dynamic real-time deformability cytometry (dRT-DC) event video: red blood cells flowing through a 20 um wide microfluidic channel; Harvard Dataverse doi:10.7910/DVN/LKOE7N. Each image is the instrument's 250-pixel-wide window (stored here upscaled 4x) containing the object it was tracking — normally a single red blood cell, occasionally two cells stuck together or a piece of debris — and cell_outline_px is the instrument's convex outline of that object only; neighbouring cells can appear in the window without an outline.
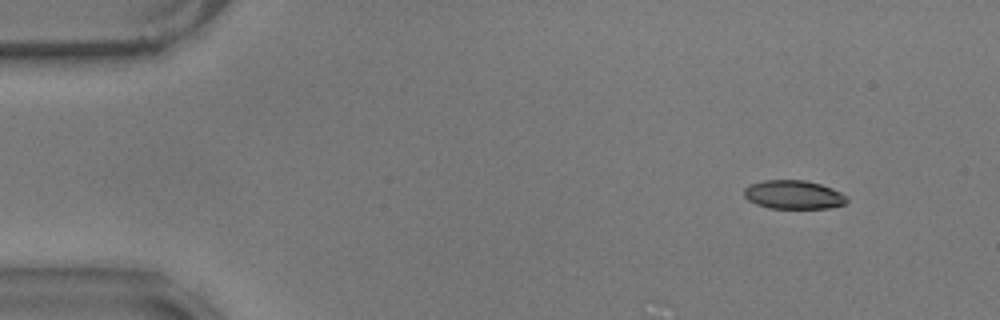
{"species": "common noctule bat (a hibernating species)", "species_latin": "Nyctalus noctula", "temperature_condition": "warm", "stored_images_in_passage": 26, "camera_frame_rate_fps": 3000, "um_per_image_px": 0.085, "animal": {"sex": "male", "body_mass_g": 17.9}, "frame": {"image": 1, "passage_image": 4, "time_ms": 1.0, "image_size_px": [1000, 320], "cell_outline_px": [[848, 200], [844, 204], [828, 208], [768, 208], [756, 204], [748, 200], [744, 196], [744, 188], [748, 184], [764, 180], [804, 180], [820, 184], [832, 188], [848, 196]], "centroid_in_image_um": [67.43, 16.54], "position_along_channel_um": 17.6, "area_um2": 17.28}}
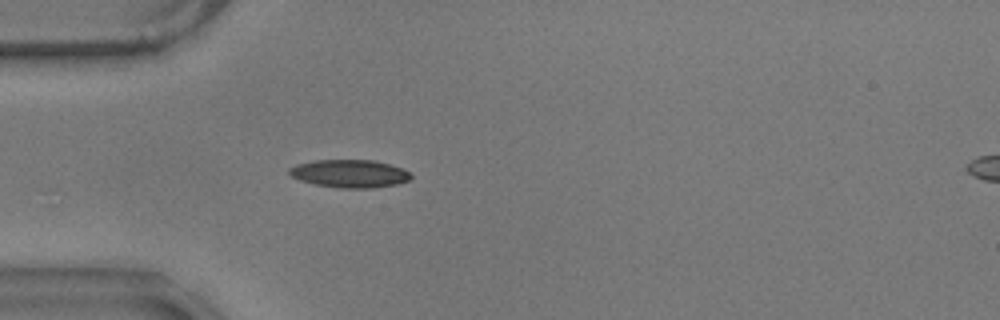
{"frame": {"image": 2, "passage_image": 15, "time_ms": 4.667, "image_size_px": [1000, 320], "cell_outline_px": [[412, 180], [396, 184], [372, 188], [340, 188], [316, 184], [300, 180], [292, 176], [288, 172], [288, 168], [296, 164], [312, 160], [376, 160], [404, 168], [412, 176]], "centroid_in_image_um": [29.74, 14.74], "position_along_channel_um": 55.3, "area_um2": 19.94}}